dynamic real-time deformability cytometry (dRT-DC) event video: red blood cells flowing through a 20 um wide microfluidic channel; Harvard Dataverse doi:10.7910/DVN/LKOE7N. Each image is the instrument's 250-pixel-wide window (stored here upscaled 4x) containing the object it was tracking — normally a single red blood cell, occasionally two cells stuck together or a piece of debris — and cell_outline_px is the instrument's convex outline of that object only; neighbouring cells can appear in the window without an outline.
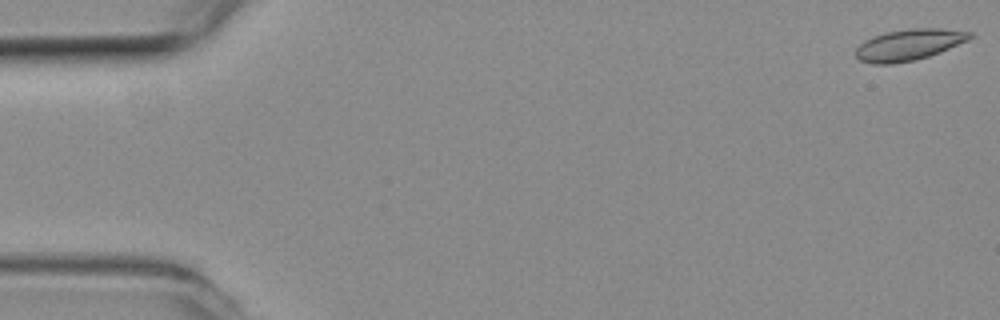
{"species": "common noctule bat (a hibernating species)", "species_latin": "Nyctalus noctula", "temperature_condition": "room temperature", "stored_images_in_passage": 7, "camera_frame_rate_fps": 3000, "um_per_image_px": 0.085, "animal": {"sex": "female", "body_mass_g": 19.3, "forearm_length_mm": 54.1}, "frame": {"image": 1, "passage_image": 1, "time_ms": 0.0, "image_size_px": [1000, 320], "cell_outline_px": [[972, 36], [968, 40], [940, 52], [916, 60], [892, 64], [872, 64], [860, 60], [856, 56], [856, 48], [864, 40], [872, 36], [888, 32], [908, 28], [940, 28], [972, 32]], "centroid_in_image_um": [77.24, 3.8], "position_along_channel_um": 7.8, "area_um2": 20.75}}